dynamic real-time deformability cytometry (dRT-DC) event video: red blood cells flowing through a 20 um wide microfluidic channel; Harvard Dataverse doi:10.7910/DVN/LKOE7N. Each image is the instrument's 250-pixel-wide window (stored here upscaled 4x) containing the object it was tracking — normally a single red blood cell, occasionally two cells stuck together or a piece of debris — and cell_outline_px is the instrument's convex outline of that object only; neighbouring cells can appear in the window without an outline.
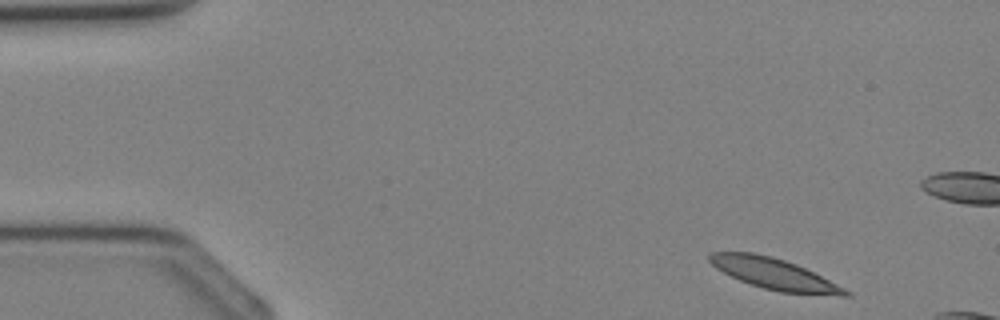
{"species": "Egyptian fruit bat (a non-hibernating species)", "species_latin": "Rousettus aegyptiacus", "temperature_condition": "cold", "stored_images_in_passage": 7, "camera_frame_rate_fps": 3000, "um_per_image_px": 0.085, "animal": {"sex": "female"}, "frame": {"image": 1, "passage_image": 1, "time_ms": 0.0, "image_size_px": [1000, 320], "cell_outline_px": [[852, 296], [840, 296], [780, 292], [764, 288], [740, 280], [716, 268], [708, 260], [708, 252], [752, 252], [772, 256], [796, 264], [852, 292]], "centroid_in_image_um": [65.81, 23.28], "position_along_channel_um": 19.2, "area_um2": 24.28}}